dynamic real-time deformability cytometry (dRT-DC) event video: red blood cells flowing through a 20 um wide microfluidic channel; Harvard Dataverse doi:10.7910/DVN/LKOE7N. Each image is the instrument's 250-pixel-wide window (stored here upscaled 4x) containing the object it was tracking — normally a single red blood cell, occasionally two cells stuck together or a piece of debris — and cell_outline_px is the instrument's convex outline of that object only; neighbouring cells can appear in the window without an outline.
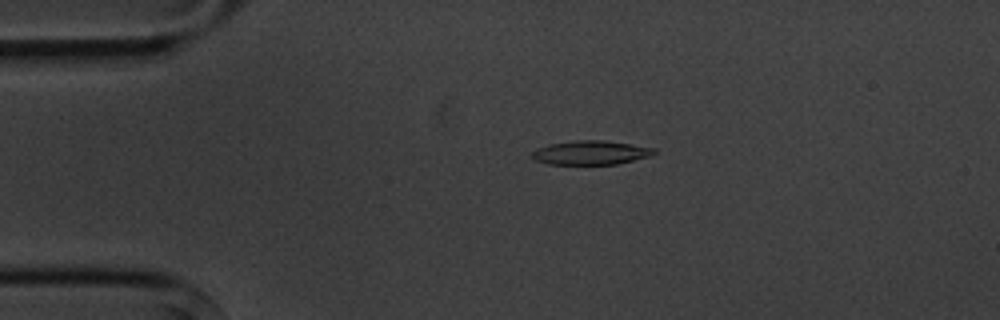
{"species": "common noctule bat (a hibernating species)", "species_latin": "Nyctalus noctula", "temperature_condition": "cold", "stored_images_in_passage": 6, "segment_of_instrument_passage": [1, 2], "camera_frame_rate_fps": 3000, "um_per_image_px": 0.085, "animal": {"sex": "male", "body_mass_g": 20.1, "forearm_length_mm": 53.5}, "frame": {"image": 1, "passage_image": 4, "time_ms": 3.333, "image_size_px": [1000, 320], "cell_outline_px": [[656, 152], [652, 156], [616, 164], [548, 164], [532, 160], [532, 152], [536, 148], [548, 144], [576, 140], [604, 140], [632, 144], [656, 148]], "centroid_in_image_um": [50.21, 12.97], "position_along_channel_um": 34.8, "area_um2": 17.28}}